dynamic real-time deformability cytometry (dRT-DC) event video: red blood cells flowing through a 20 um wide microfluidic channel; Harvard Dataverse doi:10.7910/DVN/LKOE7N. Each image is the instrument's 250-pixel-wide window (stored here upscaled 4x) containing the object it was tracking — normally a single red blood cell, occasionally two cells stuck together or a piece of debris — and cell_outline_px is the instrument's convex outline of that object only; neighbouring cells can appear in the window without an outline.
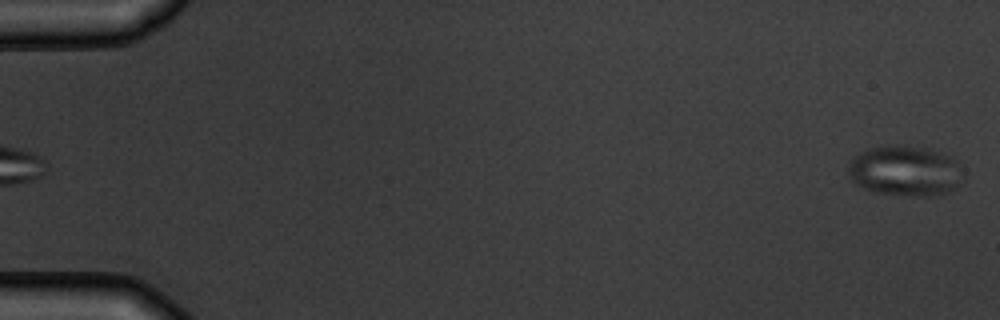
{"species": "common noctule bat (a hibernating species)", "species_latin": "Nyctalus noctula", "temperature_condition": "warm", "stored_images_in_passage": 6, "camera_frame_rate_fps": 3000, "um_per_image_px": 0.085, "animal": {"sex": "male", "body_mass_g": 19.5, "forearm_length_mm": 54.6}, "frame": {"image": 1, "passage_image": 6, "time_ms": 6.0, "image_size_px": [1000, 320], "cell_outline_px": [[964, 180], [952, 192], [932, 196], [912, 196], [868, 192], [856, 184], [848, 176], [848, 164], [852, 156], [868, 148], [884, 144], [900, 144], [928, 148], [952, 156], [956, 160]], "centroid_in_image_um": [76.91, 14.52], "position_along_channel_um": 8.1, "area_um2": 34.85}}